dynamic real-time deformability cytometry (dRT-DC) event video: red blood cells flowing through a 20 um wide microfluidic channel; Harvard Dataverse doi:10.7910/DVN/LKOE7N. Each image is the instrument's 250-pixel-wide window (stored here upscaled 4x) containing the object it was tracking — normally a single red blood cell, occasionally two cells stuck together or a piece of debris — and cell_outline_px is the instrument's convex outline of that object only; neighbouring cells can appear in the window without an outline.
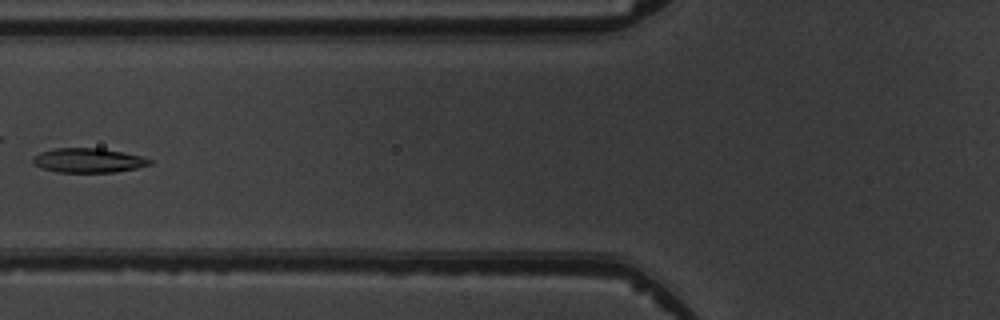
{"species": "common noctule bat (a hibernating species)", "species_latin": "Nyctalus noctula", "temperature_condition": "warm", "stored_images_in_passage": 6, "camera_frame_rate_fps": 3000, "um_per_image_px": 0.085, "animal": {"sex": "male", "body_mass_g": 19.5, "forearm_length_mm": 54.6}, "frame": {"image": 1, "passage_image": 5, "time_ms": 5.333, "image_size_px": [1000, 320], "cell_outline_px": [[152, 164], [136, 168], [116, 172], [56, 172], [40, 168], [32, 164], [32, 156], [40, 152], [56, 148], [100, 148], [140, 156], [152, 160]], "centroid_in_image_um": [7.44, 13.64], "position_along_channel_um": 118.4, "area_um2": 16.65}}
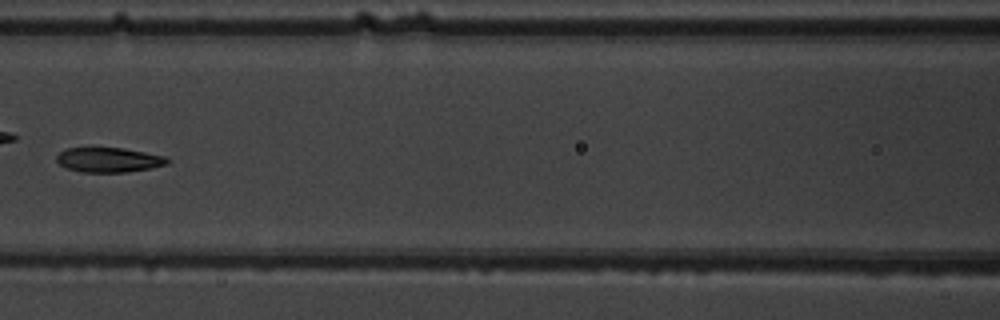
{"frame": {"image": 2, "passage_image": 6, "time_ms": 6.333, "image_size_px": [1000, 320], "cell_outline_px": [[168, 164], [152, 168], [128, 172], [84, 172], [68, 168], [60, 164], [56, 160], [56, 156], [64, 148], [124, 148], [164, 156], [168, 160]], "centroid_in_image_um": [9.24, 13.59], "position_along_channel_um": 157.4, "area_um2": 15.84}}